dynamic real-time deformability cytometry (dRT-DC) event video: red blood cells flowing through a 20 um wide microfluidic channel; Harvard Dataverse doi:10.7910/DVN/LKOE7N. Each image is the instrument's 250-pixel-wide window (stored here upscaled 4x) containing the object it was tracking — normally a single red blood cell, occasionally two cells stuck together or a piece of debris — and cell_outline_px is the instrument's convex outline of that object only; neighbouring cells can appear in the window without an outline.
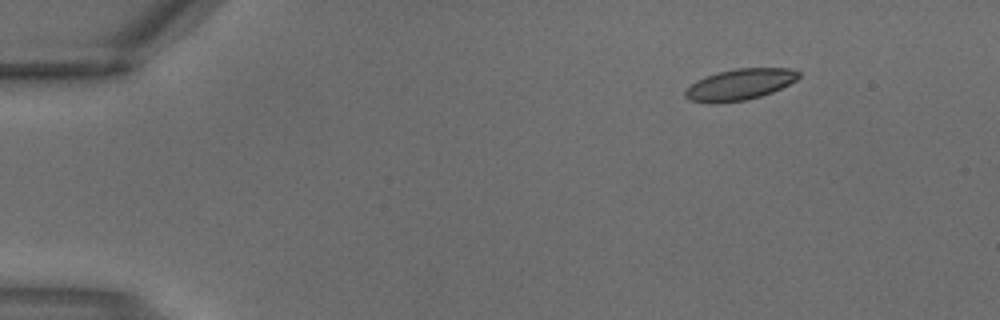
{"species": "common noctule bat (a hibernating species)", "species_latin": "Nyctalus noctula", "temperature_condition": "warm", "stored_images_in_passage": 2, "camera_frame_rate_fps": 3000, "um_per_image_px": 0.085, "animal": {"sex": "male", "body_mass_g": 18.8}, "frame": {"image": 1, "passage_image": 1, "time_ms": 0.0, "image_size_px": [1000, 320], "cell_outline_px": [[800, 76], [796, 80], [772, 92], [760, 96], [744, 100], [716, 104], [708, 104], [688, 100], [684, 96], [684, 92], [696, 80], [720, 72], [736, 68], [788, 68], [800, 72]], "centroid_in_image_um": [62.85, 7.2], "position_along_channel_um": 22.1, "area_um2": 20.52}}